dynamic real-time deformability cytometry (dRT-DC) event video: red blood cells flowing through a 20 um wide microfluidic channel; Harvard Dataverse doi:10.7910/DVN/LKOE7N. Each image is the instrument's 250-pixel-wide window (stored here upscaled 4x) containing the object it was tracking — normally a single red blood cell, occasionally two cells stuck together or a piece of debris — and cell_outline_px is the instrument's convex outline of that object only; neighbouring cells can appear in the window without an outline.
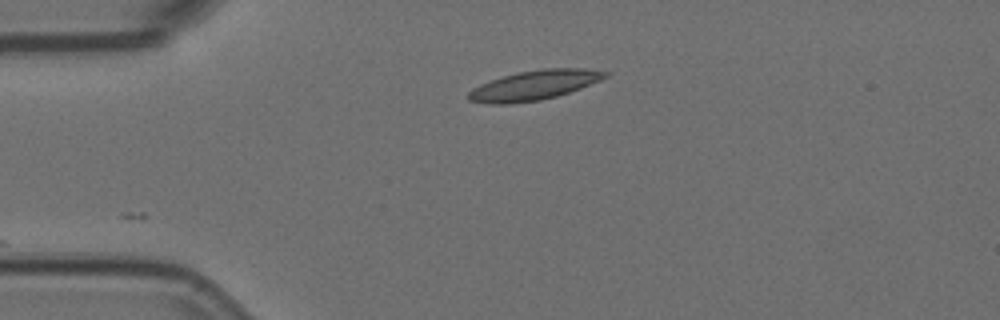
{"species": "Egyptian fruit bat (a non-hibernating species)", "species_latin": "Rousettus aegyptiacus", "temperature_condition": "room temperature", "stored_images_in_passage": 3, "camera_frame_rate_fps": 3000, "um_per_image_px": 0.085, "animal": {"sex": "female"}, "frame": {"image": 1, "passage_image": 3, "time_ms": 0.667, "image_size_px": [1000, 320], "cell_outline_px": [[612, 72], [608, 76], [600, 80], [580, 88], [556, 96], [540, 100], [512, 104], [488, 104], [468, 100], [468, 92], [472, 88], [480, 84], [504, 76], [520, 72], [544, 68], [584, 68]], "centroid_in_image_um": [45.41, 7.24], "position_along_channel_um": 39.6, "area_um2": 23.52}}